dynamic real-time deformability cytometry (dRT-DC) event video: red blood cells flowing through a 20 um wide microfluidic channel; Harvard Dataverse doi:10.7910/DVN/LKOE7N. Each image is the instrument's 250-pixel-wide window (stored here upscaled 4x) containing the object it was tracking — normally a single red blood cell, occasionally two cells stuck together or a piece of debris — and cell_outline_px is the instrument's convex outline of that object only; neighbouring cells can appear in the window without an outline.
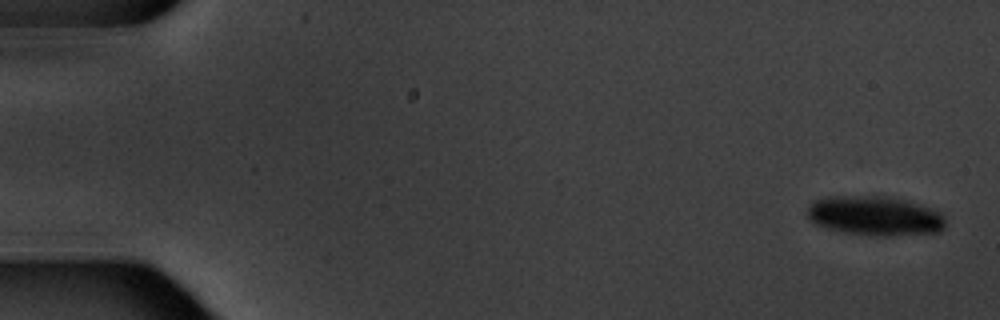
{"species": "common noctule bat (a hibernating species)", "species_latin": "Nyctalus noctula", "temperature_condition": "warm", "stored_images_in_passage": 8, "camera_frame_rate_fps": 3000, "um_per_image_px": 0.085, "animal": {"sex": "male", "body_mass_g": 20.1, "forearm_length_mm": 53.5}, "frame": {"image": 1, "passage_image": 1, "time_ms": 0.0, "image_size_px": [1000, 320], "cell_outline_px": [[944, 228], [940, 232], [892, 236], [872, 236], [840, 232], [816, 224], [808, 216], [808, 208], [812, 200], [828, 196], [888, 196], [908, 200], [936, 208], [944, 216]], "centroid_in_image_um": [74.41, 18.34], "position_along_channel_um": 10.6, "area_um2": 32.37}}